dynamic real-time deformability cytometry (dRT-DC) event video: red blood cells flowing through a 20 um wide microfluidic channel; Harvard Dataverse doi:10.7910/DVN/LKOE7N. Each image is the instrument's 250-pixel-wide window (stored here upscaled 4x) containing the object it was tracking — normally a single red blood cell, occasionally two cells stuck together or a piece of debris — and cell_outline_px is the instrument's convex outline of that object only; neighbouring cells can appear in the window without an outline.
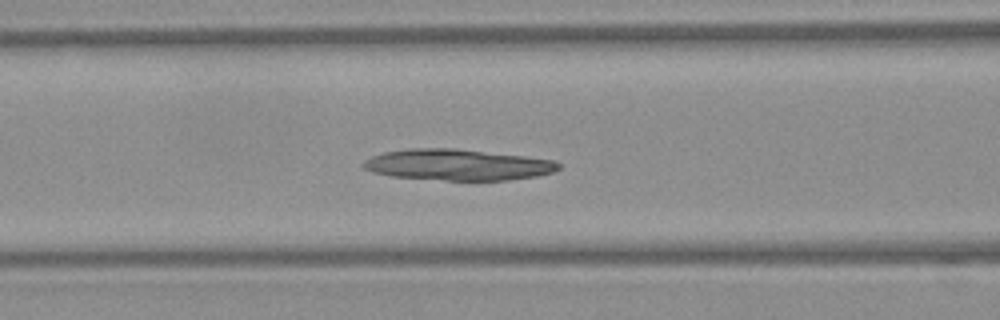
{"species": "Egyptian fruit bat (a non-hibernating species)", "species_latin": "Rousettus aegyptiacus", "temperature_condition": "warm", "stored_images_in_passage": 48, "camera_frame_rate_fps": 3000, "um_per_image_px": 0.085, "frame": {"image": 1, "passage_image": 19, "time_ms": 6.0, "image_size_px": [1000, 320], "cell_outline_px": [[560, 168], [552, 172], [536, 176], [508, 180], [448, 180], [392, 176], [372, 172], [364, 168], [360, 164], [364, 160], [372, 156], [384, 152], [408, 148], [456, 148], [524, 156], [556, 160], [560, 164]], "centroid_in_image_um": [38.89, 13.99], "position_along_channel_um": 127.7, "area_um2": 35.37}}
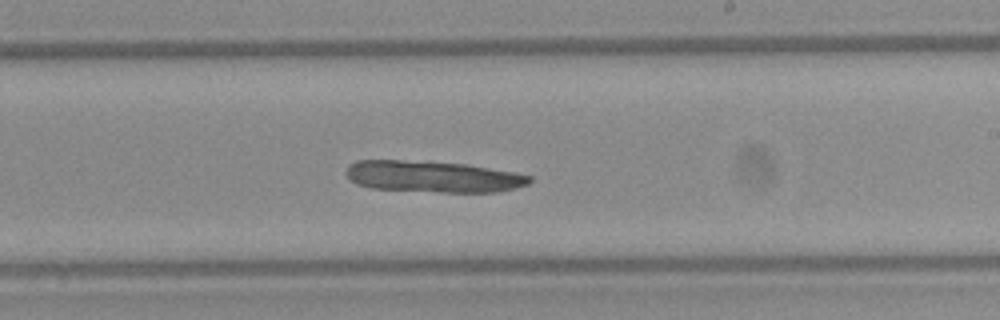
{"frame": {"image": 2, "passage_image": 28, "time_ms": 9.0, "image_size_px": [1000, 320], "cell_outline_px": [[532, 180], [528, 184], [496, 192], [440, 192], [372, 188], [356, 184], [344, 172], [348, 164], [356, 160], [400, 160], [464, 164], [516, 172], [532, 176]], "centroid_in_image_um": [36.77, 15.01], "position_along_channel_um": 252.2, "area_um2": 33.47}}
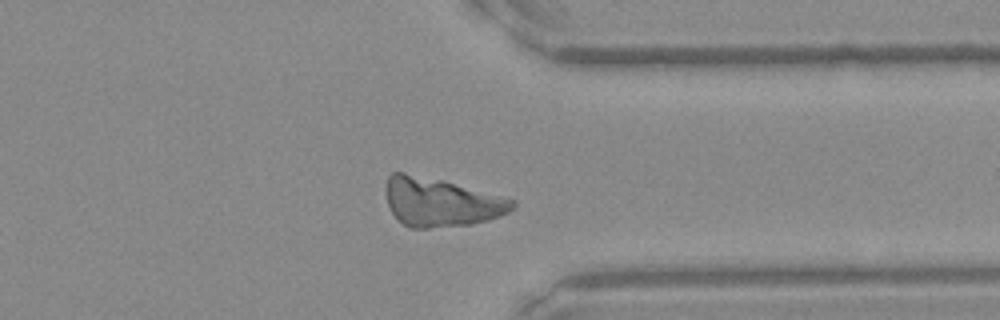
{"frame": {"image": 3, "passage_image": 37, "time_ms": 12.0, "image_size_px": [1000, 320], "cell_outline_px": [[516, 208], [500, 216], [488, 220], [472, 224], [428, 228], [408, 228], [388, 208], [384, 188], [388, 176], [392, 172], [404, 172], [444, 180], [516, 200]], "centroid_in_image_um": [37.46, 17.17], "position_along_channel_um": 373.9, "area_um2": 36.18}}